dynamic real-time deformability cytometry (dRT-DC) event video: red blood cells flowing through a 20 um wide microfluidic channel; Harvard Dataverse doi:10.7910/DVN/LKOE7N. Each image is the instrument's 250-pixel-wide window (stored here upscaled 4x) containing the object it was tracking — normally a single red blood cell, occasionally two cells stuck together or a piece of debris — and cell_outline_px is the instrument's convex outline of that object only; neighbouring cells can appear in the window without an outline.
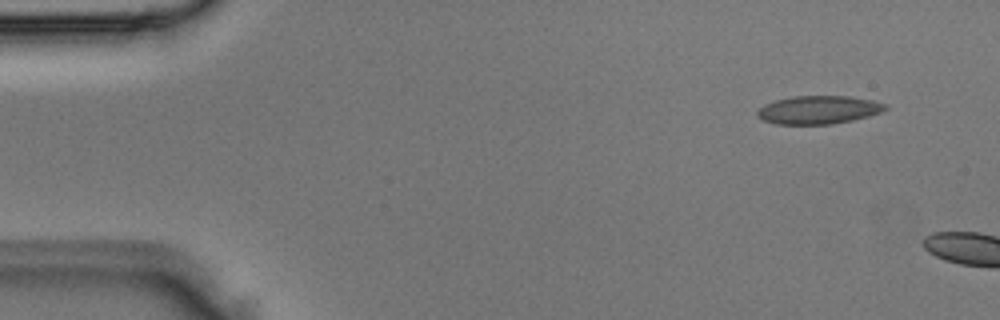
{"species": "Egyptian fruit bat (a non-hibernating species)", "species_latin": "Rousettus aegyptiacus", "temperature_condition": "room temperature", "stored_images_in_passage": 2, "camera_frame_rate_fps": 3000, "um_per_image_px": 0.085, "animal": {"sex": "male"}, "frame": {"image": 1, "passage_image": 1, "time_ms": 0.0, "image_size_px": [1000, 320], "cell_outline_px": [[888, 108], [880, 112], [868, 116], [852, 120], [832, 124], [776, 124], [764, 120], [756, 116], [756, 112], [764, 104], [776, 100], [792, 96], [848, 96], [872, 100], [888, 104]], "centroid_in_image_um": [69.57, 9.33], "position_along_channel_um": 15.4, "area_um2": 21.04}}